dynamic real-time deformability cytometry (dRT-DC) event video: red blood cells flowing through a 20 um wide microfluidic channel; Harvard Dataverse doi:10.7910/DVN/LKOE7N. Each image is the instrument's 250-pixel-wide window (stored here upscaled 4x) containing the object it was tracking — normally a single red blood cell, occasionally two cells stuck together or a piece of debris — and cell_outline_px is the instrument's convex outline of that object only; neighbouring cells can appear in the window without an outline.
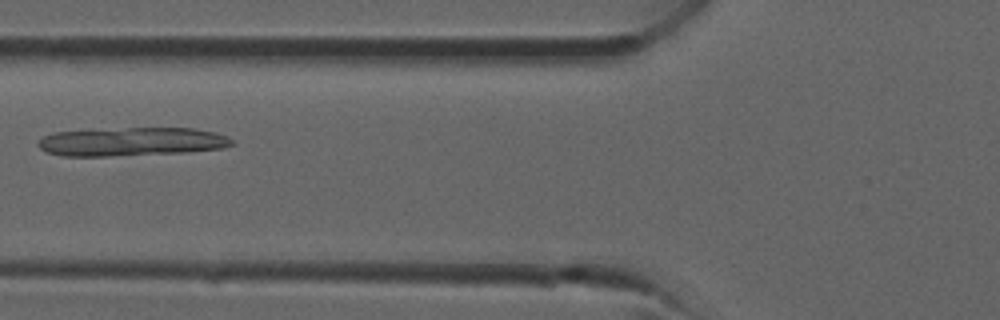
{"species": "common noctule bat (a hibernating species)", "species_latin": "Nyctalus noctula", "temperature_condition": "room temperature", "stored_images_in_passage": 22, "camera_frame_rate_fps": 3000, "um_per_image_px": 0.085, "animal": {"sex": "male", "forearm_length_mm": 52.5}, "frame": {"image": 1, "passage_image": 14, "time_ms": 4.333, "image_size_px": [1000, 320], "cell_outline_px": [[236, 144], [220, 148], [184, 152], [108, 156], [60, 156], [48, 152], [40, 148], [36, 144], [44, 136], [52, 132], [128, 128], [192, 128], [212, 132], [228, 136]], "centroid_in_image_um": [11.17, 12.04], "position_along_channel_um": 114.6, "area_um2": 32.02}}
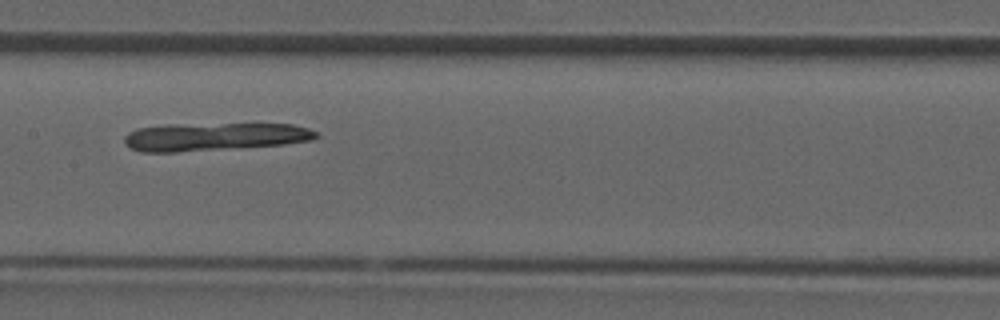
{"frame": {"image": 2, "passage_image": 18, "time_ms": 5.667, "image_size_px": [1000, 320], "cell_outline_px": [[320, 136], [312, 140], [284, 144], [176, 152], [140, 152], [124, 144], [124, 136], [128, 132], [136, 128], [164, 124], [292, 124], [308, 128], [316, 132]], "centroid_in_image_um": [18.17, 11.61], "position_along_channel_um": 189.2, "area_um2": 31.33}}
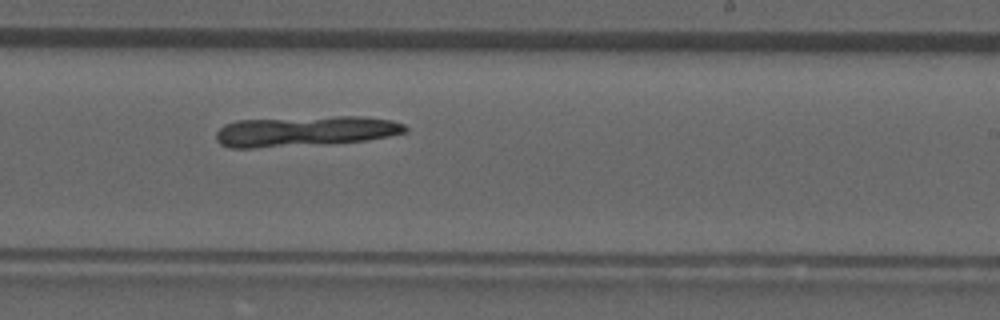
{"frame": {"image": 3, "passage_image": 22, "time_ms": 7.0, "image_size_px": [1000, 320], "cell_outline_px": [[408, 132], [388, 136], [364, 140], [332, 144], [256, 148], [228, 148], [220, 144], [216, 140], [216, 132], [224, 124], [236, 120], [336, 116], [364, 116], [392, 120], [404, 124], [408, 128]], "centroid_in_image_um": [25.92, 11.16], "position_along_channel_um": 263.1, "area_um2": 33.99}}